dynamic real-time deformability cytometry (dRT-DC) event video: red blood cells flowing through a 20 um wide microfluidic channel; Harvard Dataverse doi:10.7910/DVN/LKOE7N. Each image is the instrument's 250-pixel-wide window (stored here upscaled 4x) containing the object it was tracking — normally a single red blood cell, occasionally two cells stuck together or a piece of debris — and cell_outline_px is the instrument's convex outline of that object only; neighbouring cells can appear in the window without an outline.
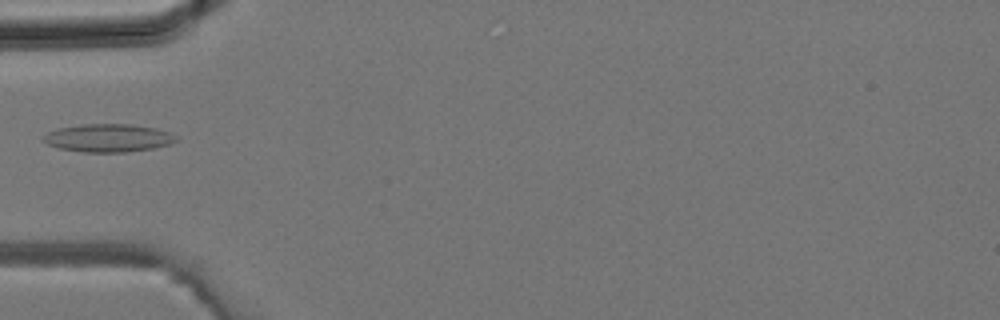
{"species": "common noctule bat (a hibernating species)", "species_latin": "Nyctalus noctula", "temperature_condition": "room temperature", "stored_images_in_passage": 23, "camera_frame_rate_fps": 3000, "um_per_image_px": 0.085, "animal": {"sex": "male", "body_mass_g": 19.2, "forearm_length_mm": 51.8}, "frame": {"image": 1, "passage_image": 1, "time_ms": 0.0, "image_size_px": [1000, 320], "cell_outline_px": [[176, 140], [168, 144], [152, 148], [128, 152], [84, 152], [60, 148], [48, 144], [44, 140], [44, 136], [48, 132], [60, 128], [80, 124], [132, 124], [156, 128], [168, 132], [176, 136]], "centroid_in_image_um": [9.2, 11.72], "position_along_channel_um": 75.8, "area_um2": 21.39}}
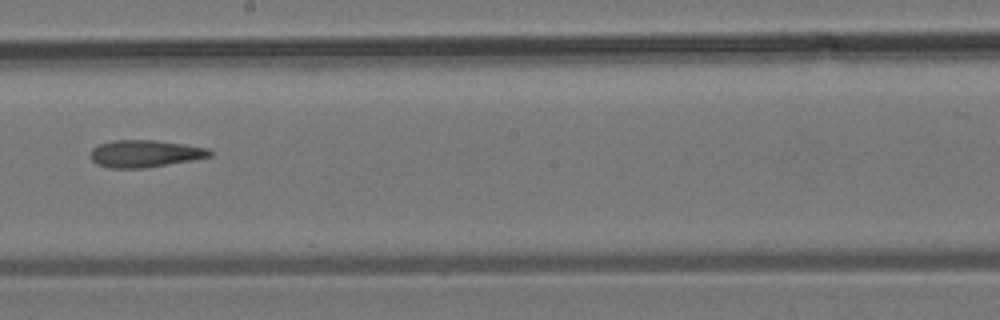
{"frame": {"image": 2, "passage_image": 10, "time_ms": 3.0, "image_size_px": [1000, 320], "cell_outline_px": [[212, 156], [192, 160], [148, 168], [108, 168], [96, 164], [92, 160], [92, 148], [100, 144], [112, 140], [156, 140], [184, 144], [208, 148], [212, 152]], "centroid_in_image_um": [12.33, 13.06], "position_along_channel_um": 235.9, "area_um2": 18.96}}
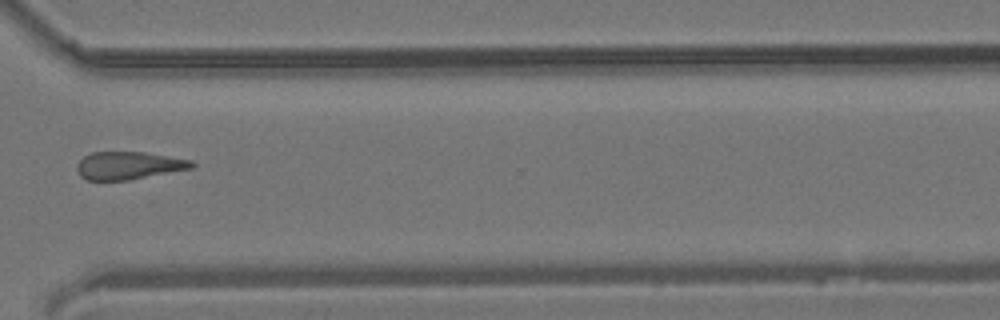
{"frame": {"image": 3, "passage_image": 17, "time_ms": 5.333, "image_size_px": [1000, 320], "cell_outline_px": [[196, 164], [192, 168], [128, 180], [88, 180], [80, 176], [76, 168], [76, 164], [84, 156], [92, 152], [144, 152], [192, 160]], "centroid_in_image_um": [10.91, 14.06], "position_along_channel_um": 359.7, "area_um2": 18.5}}